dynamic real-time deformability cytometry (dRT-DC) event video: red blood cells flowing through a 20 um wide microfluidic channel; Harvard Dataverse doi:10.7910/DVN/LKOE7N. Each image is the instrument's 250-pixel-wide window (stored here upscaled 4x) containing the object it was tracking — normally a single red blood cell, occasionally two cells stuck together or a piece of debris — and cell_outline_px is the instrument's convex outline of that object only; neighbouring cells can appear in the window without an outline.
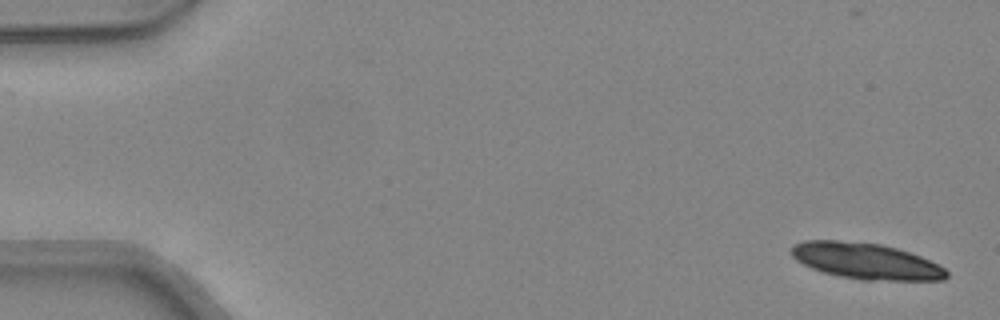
{"species": "common noctule bat (a hibernating species)", "species_latin": "Nyctalus noctula", "temperature_condition": "warm", "stored_images_in_passage": 14, "camera_frame_rate_fps": 3000, "um_per_image_px": 0.085, "animal": {"sex": "female", "body_mass_g": 24.6, "forearm_length_mm": 56.2}, "frame": {"image": 1, "passage_image": 1, "time_ms": 0.0, "image_size_px": [1000, 320], "cell_outline_px": [[948, 276], [944, 280], [864, 280], [840, 276], [824, 272], [812, 268], [796, 260], [792, 256], [792, 244], [804, 240], [836, 240], [880, 244], [896, 248], [920, 256], [944, 268], [948, 272]], "centroid_in_image_um": [73.59, 22.19], "position_along_channel_um": 11.4, "area_um2": 32.37}}